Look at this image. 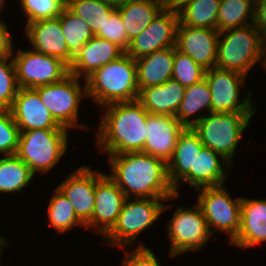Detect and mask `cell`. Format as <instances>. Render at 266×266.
<instances>
[{"instance_id": "obj_15", "label": "cell", "mask_w": 266, "mask_h": 266, "mask_svg": "<svg viewBox=\"0 0 266 266\" xmlns=\"http://www.w3.org/2000/svg\"><path fill=\"white\" fill-rule=\"evenodd\" d=\"M218 38L217 29L190 27L179 22L175 46L203 69L209 70L216 64Z\"/></svg>"}, {"instance_id": "obj_46", "label": "cell", "mask_w": 266, "mask_h": 266, "mask_svg": "<svg viewBox=\"0 0 266 266\" xmlns=\"http://www.w3.org/2000/svg\"><path fill=\"white\" fill-rule=\"evenodd\" d=\"M5 1H6V0H0V11H1V9L3 8V5L5 4Z\"/></svg>"}, {"instance_id": "obj_16", "label": "cell", "mask_w": 266, "mask_h": 266, "mask_svg": "<svg viewBox=\"0 0 266 266\" xmlns=\"http://www.w3.org/2000/svg\"><path fill=\"white\" fill-rule=\"evenodd\" d=\"M96 184L97 170L94 171L90 166L84 165L67 175L57 186L73 205L76 216L84 224L92 218Z\"/></svg>"}, {"instance_id": "obj_42", "label": "cell", "mask_w": 266, "mask_h": 266, "mask_svg": "<svg viewBox=\"0 0 266 266\" xmlns=\"http://www.w3.org/2000/svg\"><path fill=\"white\" fill-rule=\"evenodd\" d=\"M161 1L164 5V9L178 12L182 7H184L192 0H161Z\"/></svg>"}, {"instance_id": "obj_35", "label": "cell", "mask_w": 266, "mask_h": 266, "mask_svg": "<svg viewBox=\"0 0 266 266\" xmlns=\"http://www.w3.org/2000/svg\"><path fill=\"white\" fill-rule=\"evenodd\" d=\"M9 59V62H8ZM20 87L11 56L0 58V109L9 110Z\"/></svg>"}, {"instance_id": "obj_43", "label": "cell", "mask_w": 266, "mask_h": 266, "mask_svg": "<svg viewBox=\"0 0 266 266\" xmlns=\"http://www.w3.org/2000/svg\"><path fill=\"white\" fill-rule=\"evenodd\" d=\"M105 3H107L109 6L114 7L115 9H118L119 7H122L130 0H102Z\"/></svg>"}, {"instance_id": "obj_22", "label": "cell", "mask_w": 266, "mask_h": 266, "mask_svg": "<svg viewBox=\"0 0 266 266\" xmlns=\"http://www.w3.org/2000/svg\"><path fill=\"white\" fill-rule=\"evenodd\" d=\"M266 241V200L242 197L240 227L233 246L246 249Z\"/></svg>"}, {"instance_id": "obj_28", "label": "cell", "mask_w": 266, "mask_h": 266, "mask_svg": "<svg viewBox=\"0 0 266 266\" xmlns=\"http://www.w3.org/2000/svg\"><path fill=\"white\" fill-rule=\"evenodd\" d=\"M211 113V92L206 79L185 88L184 98L175 118L184 126L191 127V116L196 113Z\"/></svg>"}, {"instance_id": "obj_19", "label": "cell", "mask_w": 266, "mask_h": 266, "mask_svg": "<svg viewBox=\"0 0 266 266\" xmlns=\"http://www.w3.org/2000/svg\"><path fill=\"white\" fill-rule=\"evenodd\" d=\"M24 30L34 51L57 57L68 66L72 64L74 56L68 50L60 27V16L28 23Z\"/></svg>"}, {"instance_id": "obj_5", "label": "cell", "mask_w": 266, "mask_h": 266, "mask_svg": "<svg viewBox=\"0 0 266 266\" xmlns=\"http://www.w3.org/2000/svg\"><path fill=\"white\" fill-rule=\"evenodd\" d=\"M255 113L211 112L191 118V127L206 148H210L231 165L236 147Z\"/></svg>"}, {"instance_id": "obj_3", "label": "cell", "mask_w": 266, "mask_h": 266, "mask_svg": "<svg viewBox=\"0 0 266 266\" xmlns=\"http://www.w3.org/2000/svg\"><path fill=\"white\" fill-rule=\"evenodd\" d=\"M87 97L101 108L114 103L135 101L139 88L135 59L126 52L100 67L86 80Z\"/></svg>"}, {"instance_id": "obj_37", "label": "cell", "mask_w": 266, "mask_h": 266, "mask_svg": "<svg viewBox=\"0 0 266 266\" xmlns=\"http://www.w3.org/2000/svg\"><path fill=\"white\" fill-rule=\"evenodd\" d=\"M19 136L20 130L10 110L0 109V154L15 155Z\"/></svg>"}, {"instance_id": "obj_44", "label": "cell", "mask_w": 266, "mask_h": 266, "mask_svg": "<svg viewBox=\"0 0 266 266\" xmlns=\"http://www.w3.org/2000/svg\"><path fill=\"white\" fill-rule=\"evenodd\" d=\"M5 237H3L1 240H0V256H1V254H2V248H4V247H6V246H8V241H7V239L5 238ZM2 261H0V263H1Z\"/></svg>"}, {"instance_id": "obj_8", "label": "cell", "mask_w": 266, "mask_h": 266, "mask_svg": "<svg viewBox=\"0 0 266 266\" xmlns=\"http://www.w3.org/2000/svg\"><path fill=\"white\" fill-rule=\"evenodd\" d=\"M80 83L78 77L69 73L61 81L35 88L51 115L63 127L88 129L85 123L77 122L81 99L87 98L86 81L84 86Z\"/></svg>"}, {"instance_id": "obj_4", "label": "cell", "mask_w": 266, "mask_h": 266, "mask_svg": "<svg viewBox=\"0 0 266 266\" xmlns=\"http://www.w3.org/2000/svg\"><path fill=\"white\" fill-rule=\"evenodd\" d=\"M265 45L266 39L254 24L221 31L215 67L247 76L255 64H262Z\"/></svg>"}, {"instance_id": "obj_21", "label": "cell", "mask_w": 266, "mask_h": 266, "mask_svg": "<svg viewBox=\"0 0 266 266\" xmlns=\"http://www.w3.org/2000/svg\"><path fill=\"white\" fill-rule=\"evenodd\" d=\"M231 164L224 159L221 155L204 147L202 151L196 156L194 161V170H190L175 186L174 190L179 195V186L182 183H186L193 187L195 190L218 186L224 184L226 172L229 173L228 168ZM227 168L228 170L225 171Z\"/></svg>"}, {"instance_id": "obj_39", "label": "cell", "mask_w": 266, "mask_h": 266, "mask_svg": "<svg viewBox=\"0 0 266 266\" xmlns=\"http://www.w3.org/2000/svg\"><path fill=\"white\" fill-rule=\"evenodd\" d=\"M125 259L121 266H161L156 254L143 243L138 244L135 250L125 252Z\"/></svg>"}, {"instance_id": "obj_20", "label": "cell", "mask_w": 266, "mask_h": 266, "mask_svg": "<svg viewBox=\"0 0 266 266\" xmlns=\"http://www.w3.org/2000/svg\"><path fill=\"white\" fill-rule=\"evenodd\" d=\"M124 53L116 44L95 35L75 55L69 66V73L79 79L83 75L86 80L100 67L118 59Z\"/></svg>"}, {"instance_id": "obj_18", "label": "cell", "mask_w": 266, "mask_h": 266, "mask_svg": "<svg viewBox=\"0 0 266 266\" xmlns=\"http://www.w3.org/2000/svg\"><path fill=\"white\" fill-rule=\"evenodd\" d=\"M175 116L148 114L143 153L166 163L171 159L181 132L185 129Z\"/></svg>"}, {"instance_id": "obj_36", "label": "cell", "mask_w": 266, "mask_h": 266, "mask_svg": "<svg viewBox=\"0 0 266 266\" xmlns=\"http://www.w3.org/2000/svg\"><path fill=\"white\" fill-rule=\"evenodd\" d=\"M205 71L188 55L179 52L175 46L172 79L186 88L204 79Z\"/></svg>"}, {"instance_id": "obj_25", "label": "cell", "mask_w": 266, "mask_h": 266, "mask_svg": "<svg viewBox=\"0 0 266 266\" xmlns=\"http://www.w3.org/2000/svg\"><path fill=\"white\" fill-rule=\"evenodd\" d=\"M205 146L192 127L180 134L171 159L167 162L170 183L175 186L190 170H194L196 156Z\"/></svg>"}, {"instance_id": "obj_23", "label": "cell", "mask_w": 266, "mask_h": 266, "mask_svg": "<svg viewBox=\"0 0 266 266\" xmlns=\"http://www.w3.org/2000/svg\"><path fill=\"white\" fill-rule=\"evenodd\" d=\"M185 87L169 79L162 85L141 88L137 101L150 113L175 116L184 98Z\"/></svg>"}, {"instance_id": "obj_27", "label": "cell", "mask_w": 266, "mask_h": 266, "mask_svg": "<svg viewBox=\"0 0 266 266\" xmlns=\"http://www.w3.org/2000/svg\"><path fill=\"white\" fill-rule=\"evenodd\" d=\"M34 176L29 166L16 154L0 158V193L21 192L30 185Z\"/></svg>"}, {"instance_id": "obj_40", "label": "cell", "mask_w": 266, "mask_h": 266, "mask_svg": "<svg viewBox=\"0 0 266 266\" xmlns=\"http://www.w3.org/2000/svg\"><path fill=\"white\" fill-rule=\"evenodd\" d=\"M13 40L8 30V25L0 19V58L9 57L13 54Z\"/></svg>"}, {"instance_id": "obj_41", "label": "cell", "mask_w": 266, "mask_h": 266, "mask_svg": "<svg viewBox=\"0 0 266 266\" xmlns=\"http://www.w3.org/2000/svg\"><path fill=\"white\" fill-rule=\"evenodd\" d=\"M254 26L266 39V0H255Z\"/></svg>"}, {"instance_id": "obj_1", "label": "cell", "mask_w": 266, "mask_h": 266, "mask_svg": "<svg viewBox=\"0 0 266 266\" xmlns=\"http://www.w3.org/2000/svg\"><path fill=\"white\" fill-rule=\"evenodd\" d=\"M108 160V176L126 198H170L176 194L164 160L143 152L109 155Z\"/></svg>"}, {"instance_id": "obj_29", "label": "cell", "mask_w": 266, "mask_h": 266, "mask_svg": "<svg viewBox=\"0 0 266 266\" xmlns=\"http://www.w3.org/2000/svg\"><path fill=\"white\" fill-rule=\"evenodd\" d=\"M254 18L255 0H221L216 29L221 32L253 24Z\"/></svg>"}, {"instance_id": "obj_2", "label": "cell", "mask_w": 266, "mask_h": 266, "mask_svg": "<svg viewBox=\"0 0 266 266\" xmlns=\"http://www.w3.org/2000/svg\"><path fill=\"white\" fill-rule=\"evenodd\" d=\"M102 108L96 134L99 150L107 156L143 152L149 112L137 100Z\"/></svg>"}, {"instance_id": "obj_14", "label": "cell", "mask_w": 266, "mask_h": 266, "mask_svg": "<svg viewBox=\"0 0 266 266\" xmlns=\"http://www.w3.org/2000/svg\"><path fill=\"white\" fill-rule=\"evenodd\" d=\"M179 14L163 9L138 36L130 41L126 53L134 59L149 55L176 44Z\"/></svg>"}, {"instance_id": "obj_33", "label": "cell", "mask_w": 266, "mask_h": 266, "mask_svg": "<svg viewBox=\"0 0 266 266\" xmlns=\"http://www.w3.org/2000/svg\"><path fill=\"white\" fill-rule=\"evenodd\" d=\"M60 27L68 50L74 57L82 46L95 36L86 21L73 14L67 7L60 15Z\"/></svg>"}, {"instance_id": "obj_12", "label": "cell", "mask_w": 266, "mask_h": 266, "mask_svg": "<svg viewBox=\"0 0 266 266\" xmlns=\"http://www.w3.org/2000/svg\"><path fill=\"white\" fill-rule=\"evenodd\" d=\"M12 55L20 88L35 89L61 81L69 74V66L57 57L32 49H19Z\"/></svg>"}, {"instance_id": "obj_26", "label": "cell", "mask_w": 266, "mask_h": 266, "mask_svg": "<svg viewBox=\"0 0 266 266\" xmlns=\"http://www.w3.org/2000/svg\"><path fill=\"white\" fill-rule=\"evenodd\" d=\"M163 9L161 0H130L119 7L117 11L127 30L129 41L144 31Z\"/></svg>"}, {"instance_id": "obj_11", "label": "cell", "mask_w": 266, "mask_h": 266, "mask_svg": "<svg viewBox=\"0 0 266 266\" xmlns=\"http://www.w3.org/2000/svg\"><path fill=\"white\" fill-rule=\"evenodd\" d=\"M247 76L232 70L212 68L205 71L211 92V112L256 113L251 101L252 90L240 102V90ZM240 102V103H239Z\"/></svg>"}, {"instance_id": "obj_7", "label": "cell", "mask_w": 266, "mask_h": 266, "mask_svg": "<svg viewBox=\"0 0 266 266\" xmlns=\"http://www.w3.org/2000/svg\"><path fill=\"white\" fill-rule=\"evenodd\" d=\"M68 129H32L20 132L16 155L35 175L47 173L61 160L68 147Z\"/></svg>"}, {"instance_id": "obj_31", "label": "cell", "mask_w": 266, "mask_h": 266, "mask_svg": "<svg viewBox=\"0 0 266 266\" xmlns=\"http://www.w3.org/2000/svg\"><path fill=\"white\" fill-rule=\"evenodd\" d=\"M66 7L86 21L94 35L103 30L106 20L117 10L102 0H66Z\"/></svg>"}, {"instance_id": "obj_32", "label": "cell", "mask_w": 266, "mask_h": 266, "mask_svg": "<svg viewBox=\"0 0 266 266\" xmlns=\"http://www.w3.org/2000/svg\"><path fill=\"white\" fill-rule=\"evenodd\" d=\"M53 193L47 211L49 226L61 234L77 225L84 228L85 224L76 216L73 205L62 192L56 187Z\"/></svg>"}, {"instance_id": "obj_13", "label": "cell", "mask_w": 266, "mask_h": 266, "mask_svg": "<svg viewBox=\"0 0 266 266\" xmlns=\"http://www.w3.org/2000/svg\"><path fill=\"white\" fill-rule=\"evenodd\" d=\"M125 200V194L108 174L97 170L93 214L85 228H93L99 235L105 236L116 224Z\"/></svg>"}, {"instance_id": "obj_45", "label": "cell", "mask_w": 266, "mask_h": 266, "mask_svg": "<svg viewBox=\"0 0 266 266\" xmlns=\"http://www.w3.org/2000/svg\"><path fill=\"white\" fill-rule=\"evenodd\" d=\"M264 58H263V62H262V66H263V68L265 69V71H266V45H265V49H264V56H263Z\"/></svg>"}, {"instance_id": "obj_17", "label": "cell", "mask_w": 266, "mask_h": 266, "mask_svg": "<svg viewBox=\"0 0 266 266\" xmlns=\"http://www.w3.org/2000/svg\"><path fill=\"white\" fill-rule=\"evenodd\" d=\"M9 110L20 132L32 129H68L54 119L35 89L20 88Z\"/></svg>"}, {"instance_id": "obj_34", "label": "cell", "mask_w": 266, "mask_h": 266, "mask_svg": "<svg viewBox=\"0 0 266 266\" xmlns=\"http://www.w3.org/2000/svg\"><path fill=\"white\" fill-rule=\"evenodd\" d=\"M21 9L27 16V23L43 19L57 18L66 7V0H19Z\"/></svg>"}, {"instance_id": "obj_6", "label": "cell", "mask_w": 266, "mask_h": 266, "mask_svg": "<svg viewBox=\"0 0 266 266\" xmlns=\"http://www.w3.org/2000/svg\"><path fill=\"white\" fill-rule=\"evenodd\" d=\"M176 197L179 195L170 198H126L116 224L104 236L105 241L123 250L124 247H132L140 233L151 227L161 213L171 207L162 203V200H173Z\"/></svg>"}, {"instance_id": "obj_38", "label": "cell", "mask_w": 266, "mask_h": 266, "mask_svg": "<svg viewBox=\"0 0 266 266\" xmlns=\"http://www.w3.org/2000/svg\"><path fill=\"white\" fill-rule=\"evenodd\" d=\"M95 35L116 44L124 52H126L130 46L127 30L117 10L106 20L103 30H99Z\"/></svg>"}, {"instance_id": "obj_10", "label": "cell", "mask_w": 266, "mask_h": 266, "mask_svg": "<svg viewBox=\"0 0 266 266\" xmlns=\"http://www.w3.org/2000/svg\"><path fill=\"white\" fill-rule=\"evenodd\" d=\"M166 227L170 241V257L187 251H199L213 236L197 202L192 208L177 207Z\"/></svg>"}, {"instance_id": "obj_24", "label": "cell", "mask_w": 266, "mask_h": 266, "mask_svg": "<svg viewBox=\"0 0 266 266\" xmlns=\"http://www.w3.org/2000/svg\"><path fill=\"white\" fill-rule=\"evenodd\" d=\"M174 58L175 46H171L135 59L139 90L172 79Z\"/></svg>"}, {"instance_id": "obj_30", "label": "cell", "mask_w": 266, "mask_h": 266, "mask_svg": "<svg viewBox=\"0 0 266 266\" xmlns=\"http://www.w3.org/2000/svg\"><path fill=\"white\" fill-rule=\"evenodd\" d=\"M221 0H192L179 11V22L196 28L216 29Z\"/></svg>"}, {"instance_id": "obj_9", "label": "cell", "mask_w": 266, "mask_h": 266, "mask_svg": "<svg viewBox=\"0 0 266 266\" xmlns=\"http://www.w3.org/2000/svg\"><path fill=\"white\" fill-rule=\"evenodd\" d=\"M224 185L197 189V203L202 209L210 234L221 231L229 236L231 243L240 227L242 197L233 199Z\"/></svg>"}]
</instances>
